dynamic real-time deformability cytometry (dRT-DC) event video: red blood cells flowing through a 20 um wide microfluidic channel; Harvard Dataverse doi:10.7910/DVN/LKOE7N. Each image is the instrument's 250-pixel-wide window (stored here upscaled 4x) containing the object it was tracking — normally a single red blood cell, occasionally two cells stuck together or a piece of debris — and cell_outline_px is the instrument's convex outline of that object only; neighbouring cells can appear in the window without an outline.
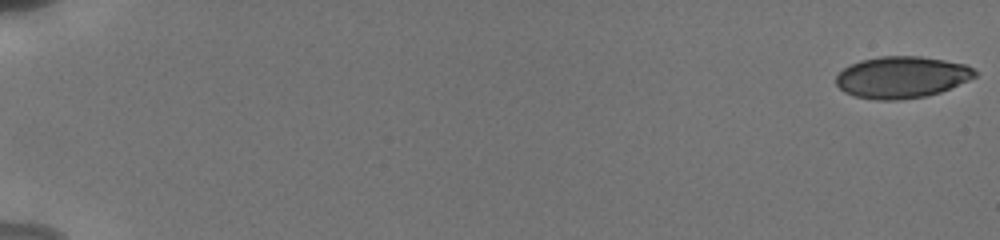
{"species": "human", "species_latin": "Homo sapiens", "temperature_condition": "cold", "stored_images_in_passage": 13, "camera_frame_rate_fps": 3000, "um_per_image_px": 0.085, "donor": {"sex": "male"}, "frame": {"image": 1, "passage_image": 1, "time_ms": 0.0, "image_size_px": [1000, 240], "cell_outline_px": [[980, 72], [976, 76], [968, 80], [940, 92], [928, 96], [900, 100], [876, 100], [856, 96], [844, 92], [836, 84], [836, 76], [848, 64], [860, 60], [880, 56], [920, 56], [944, 60], [964, 64]], "centroid_in_image_um": [76.64, 6.56], "position_along_channel_um": 8.4, "area_um2": 33.87}}